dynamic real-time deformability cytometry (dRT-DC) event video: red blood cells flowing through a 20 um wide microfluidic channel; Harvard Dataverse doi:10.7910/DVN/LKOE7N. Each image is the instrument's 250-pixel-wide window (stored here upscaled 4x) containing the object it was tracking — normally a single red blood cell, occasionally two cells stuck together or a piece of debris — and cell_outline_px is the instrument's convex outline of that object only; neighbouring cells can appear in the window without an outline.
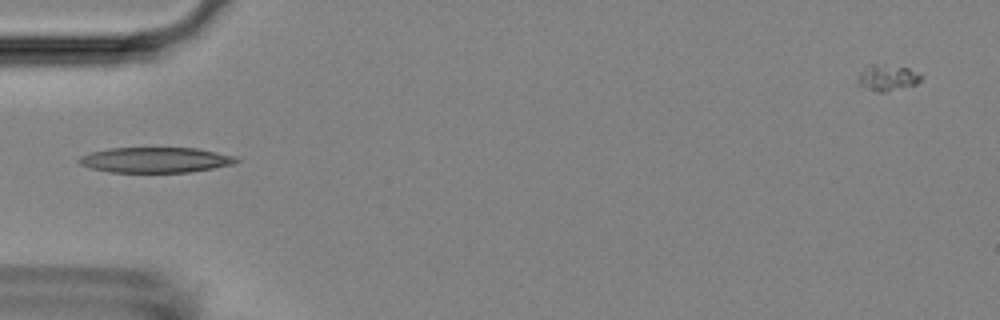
{"species": "Egyptian fruit bat (a non-hibernating species)", "species_latin": "Rousettus aegyptiacus", "temperature_condition": "room temperature", "stored_images_in_passage": 37, "camera_frame_rate_fps": 3000, "um_per_image_px": 0.085, "animal": {"sex": "female"}, "frame": {"image": 1, "passage_image": 1, "time_ms": 0.0, "image_size_px": [1000, 320], "cell_outline_px": [[240, 160], [236, 164], [188, 172], [108, 172], [92, 168], [80, 164], [76, 160], [80, 156], [92, 152], [108, 148], [196, 148], [236, 156]], "centroid_in_image_um": [13.22, 13.59], "position_along_channel_um": 71.8, "area_um2": 23.24}}
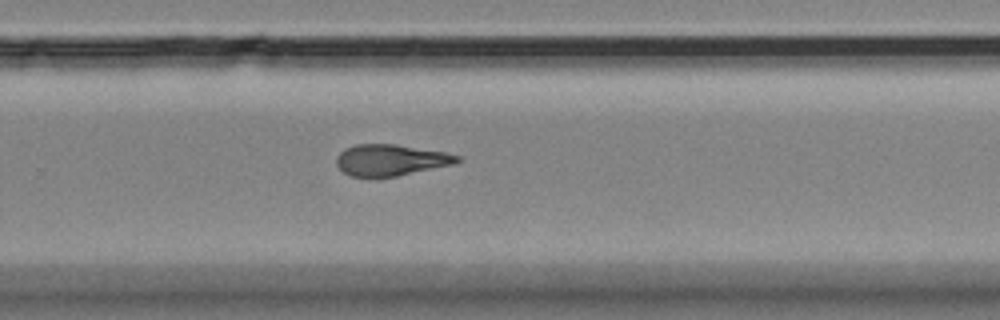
{"frame": {"image": 2, "passage_image": 19, "time_ms": 6.0, "image_size_px": [1000, 320], "cell_outline_px": [[460, 160], [456, 164], [376, 180], [368, 180], [352, 176], [344, 172], [336, 164], [336, 156], [344, 148], [356, 144], [396, 144], [448, 152], [460, 156]], "centroid_in_image_um": [33.19, 13.63], "position_along_channel_um": 296.6, "area_um2": 22.83}}
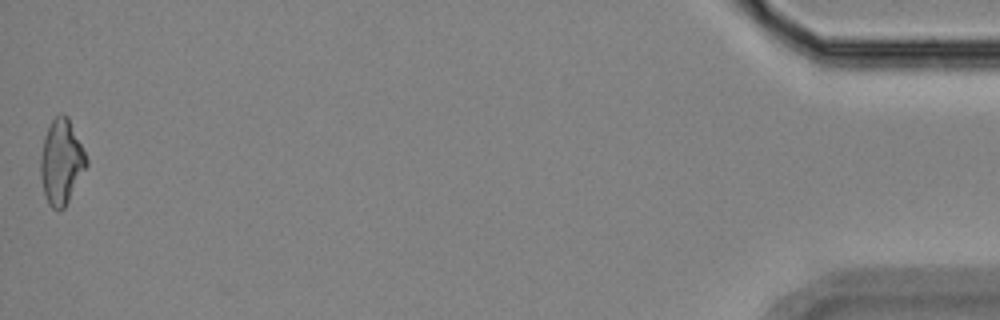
{"frame": {"image": 3, "passage_image": 37, "time_ms": 12.0, "image_size_px": [1000, 320], "cell_outline_px": [[88, 164], [64, 208], [60, 212], [52, 208], [48, 204], [44, 192], [40, 176], [40, 156], [44, 136], [48, 124], [60, 112], [68, 116], [88, 160]], "centroid_in_image_um": [5.19, 13.75], "position_along_channel_um": 430.0, "area_um2": 22.72}, "authors_computed_cell_mechanics": {"area_um2": 22.1952, "velocity_mm_per_s": 3.731, "shape_relaxation_time_tau1_ms": null, "shape_relaxation_time_tau2_ms": 3.5796, "deformation_change_tau1": null, "deformation_change_tau2": 0.1242}}